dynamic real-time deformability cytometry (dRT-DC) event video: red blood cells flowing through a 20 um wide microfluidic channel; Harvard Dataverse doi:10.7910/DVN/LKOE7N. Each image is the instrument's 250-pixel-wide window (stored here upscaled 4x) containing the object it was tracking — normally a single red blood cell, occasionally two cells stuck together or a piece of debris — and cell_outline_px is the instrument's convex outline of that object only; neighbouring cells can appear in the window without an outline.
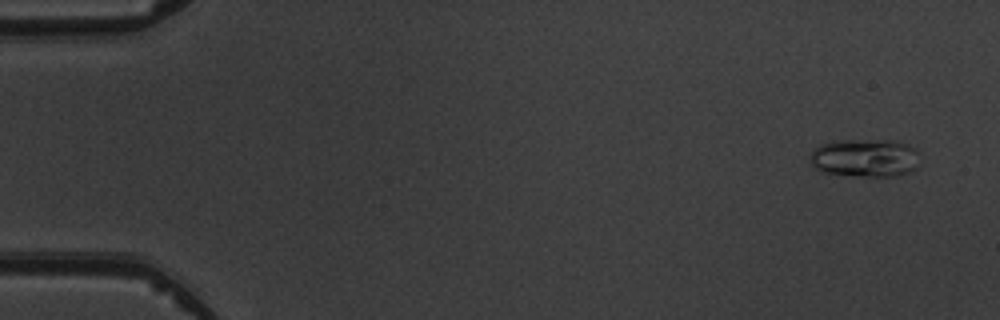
{"species": "common noctule bat (a hibernating species)", "species_latin": "Nyctalus noctula", "temperature_condition": "warm", "stored_images_in_passage": 5, "camera_frame_rate_fps": 3000, "um_per_image_px": 0.085, "animal": {"sex": "male", "body_mass_g": 19.5, "forearm_length_mm": 54.6}, "frame": {"image": 1, "passage_image": 1, "time_ms": 0.0, "image_size_px": [1000, 320], "cell_outline_px": [[916, 168], [912, 172], [892, 176], [860, 176], [824, 172], [812, 168], [808, 156], [820, 144], [836, 140], [896, 140], [908, 144], [916, 148]], "centroid_in_image_um": [73.49, 13.41], "position_along_channel_um": 11.5, "area_um2": 24.57}}